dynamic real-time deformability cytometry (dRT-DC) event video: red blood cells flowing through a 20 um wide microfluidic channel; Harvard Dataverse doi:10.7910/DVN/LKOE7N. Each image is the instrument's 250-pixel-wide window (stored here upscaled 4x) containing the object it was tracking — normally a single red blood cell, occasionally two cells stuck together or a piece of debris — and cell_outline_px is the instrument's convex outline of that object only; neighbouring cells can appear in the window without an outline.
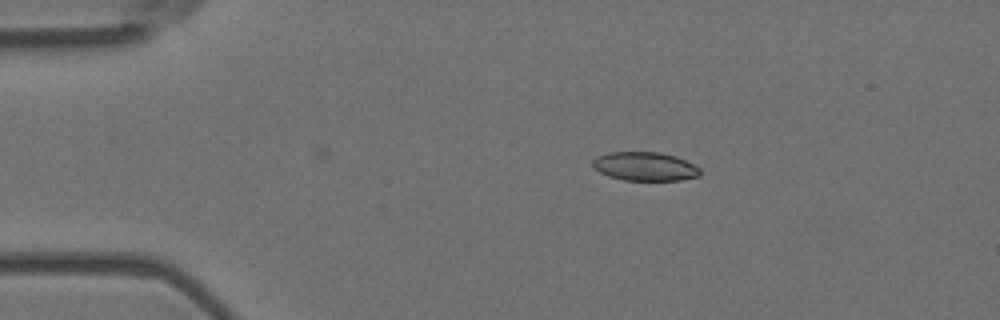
{"species": "Egyptian fruit bat (a non-hibernating species)", "species_latin": "Rousettus aegyptiacus", "temperature_condition": "room temperature", "stored_images_in_passage": 3, "camera_frame_rate_fps": 3000, "um_per_image_px": 0.085, "animal": {"sex": "female"}, "frame": {"image": 1, "passage_image": 1, "time_ms": 0.0, "image_size_px": [1000, 320], "cell_outline_px": [[700, 176], [680, 180], [624, 180], [608, 176], [592, 168], [592, 160], [596, 156], [608, 152], [660, 152], [676, 156], [700, 168]], "centroid_in_image_um": [54.78, 14.14], "position_along_channel_um": 30.2, "area_um2": 18.09}}